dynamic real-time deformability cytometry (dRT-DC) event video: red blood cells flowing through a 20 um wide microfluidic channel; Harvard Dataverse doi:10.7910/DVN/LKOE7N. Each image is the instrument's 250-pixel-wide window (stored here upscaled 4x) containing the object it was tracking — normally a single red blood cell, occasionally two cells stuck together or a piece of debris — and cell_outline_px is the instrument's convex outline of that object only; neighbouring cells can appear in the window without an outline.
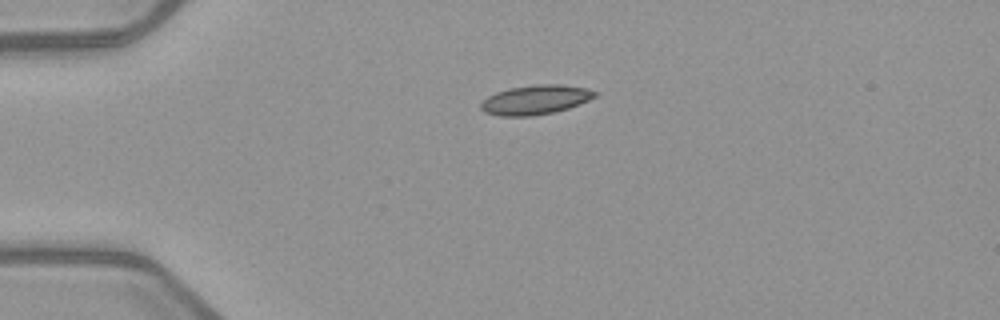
{"species": "common noctule bat (a hibernating species)", "species_latin": "Nyctalus noctula", "temperature_condition": "warm", "stored_images_in_passage": 34, "camera_frame_rate_fps": 3000, "um_per_image_px": 0.085, "animal": {"sex": "female", "body_mass_g": 21.9}, "frame": {"image": 1, "passage_image": 1, "time_ms": 0.0, "image_size_px": [1000, 320], "cell_outline_px": [[600, 92], [596, 96], [580, 104], [556, 112], [532, 116], [500, 116], [484, 112], [480, 108], [480, 104], [488, 96], [496, 92], [508, 88], [536, 84], [564, 84], [588, 88]], "centroid_in_image_um": [45.55, 8.47], "position_along_channel_um": 39.5, "area_um2": 19.83}}
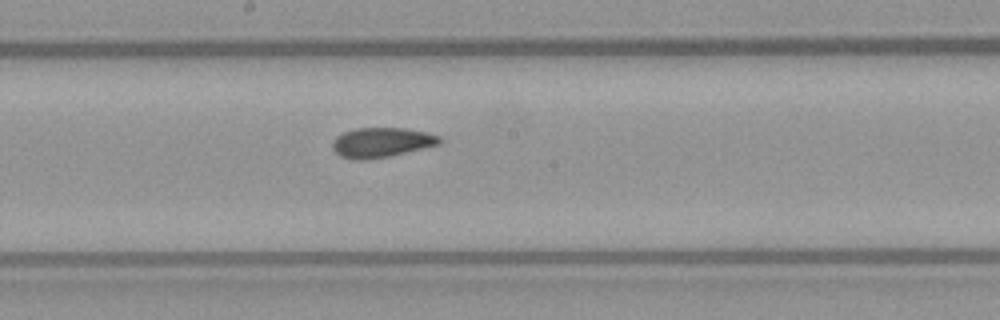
{"frame": {"image": 2, "passage_image": 17, "time_ms": 5.333, "image_size_px": [1000, 320], "cell_outline_px": [[444, 140], [440, 144], [388, 156], [364, 160], [360, 160], [340, 156], [332, 148], [332, 140], [336, 136], [344, 132], [356, 128], [404, 128], [428, 132], [440, 136]], "centroid_in_image_um": [32.44, 12.09], "position_along_channel_um": 215.8, "area_um2": 18.55}}
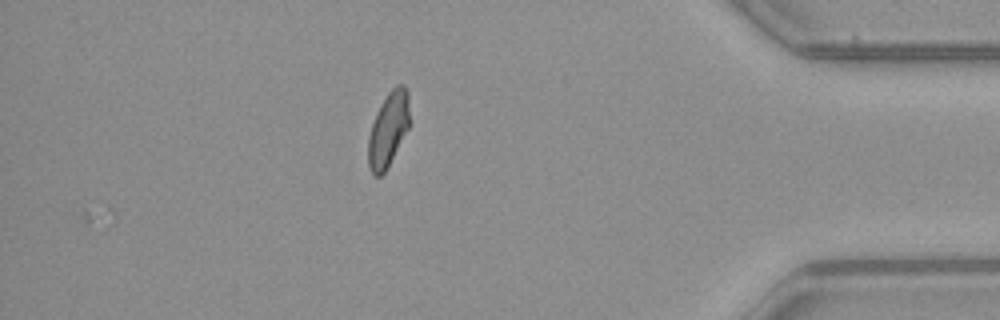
{"frame": {"image": 3, "passage_image": 34, "time_ms": 11.0, "image_size_px": [1000, 320], "cell_outline_px": [[408, 128], [388, 168], [380, 176], [372, 176], [368, 164], [368, 136], [376, 112], [380, 104], [388, 92], [396, 84], [404, 84], [408, 88]], "centroid_in_image_um": [32.98, 11.0], "position_along_channel_um": 402.2, "area_um2": 18.03}, "authors_computed_cell_mechanics": {"area_um2": 18.5827, "velocity_mm_per_s": 3.9703, "shape_relaxation_time_tau1_ms": null, "shape_relaxation_time_tau2_ms": 1.8967, "deformation_change_tau1": null, "deformation_change_tau2": 0.0674}}